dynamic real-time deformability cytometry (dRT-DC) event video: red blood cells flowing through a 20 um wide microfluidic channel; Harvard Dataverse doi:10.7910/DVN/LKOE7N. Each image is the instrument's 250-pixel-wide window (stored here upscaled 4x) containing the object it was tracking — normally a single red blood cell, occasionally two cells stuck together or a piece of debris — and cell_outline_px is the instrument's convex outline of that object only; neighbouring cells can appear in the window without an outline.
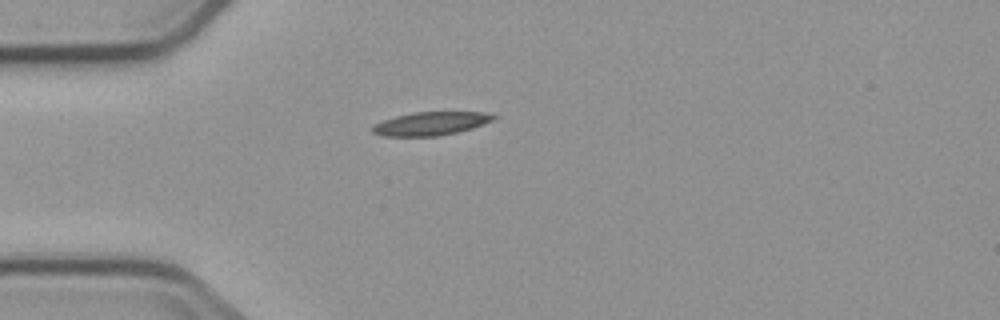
{"species": "common noctule bat (a hibernating species)", "species_latin": "Nyctalus noctula", "temperature_condition": "cold", "stored_images_in_passage": 1, "camera_frame_rate_fps": 3000, "um_per_image_px": 0.085, "animal": {"sex": "male", "body_mass_g": 23.1, "forearm_length_mm": 52.7}, "frame": {"image": 1, "passage_image": 1, "time_ms": 0.0, "image_size_px": [1000, 320], "cell_outline_px": [[500, 116], [492, 120], [472, 128], [440, 136], [380, 136], [372, 132], [372, 124], [396, 116], [412, 112], [484, 112]], "centroid_in_image_um": [36.59, 10.5], "position_along_channel_um": 48.4, "area_um2": 16.53}}